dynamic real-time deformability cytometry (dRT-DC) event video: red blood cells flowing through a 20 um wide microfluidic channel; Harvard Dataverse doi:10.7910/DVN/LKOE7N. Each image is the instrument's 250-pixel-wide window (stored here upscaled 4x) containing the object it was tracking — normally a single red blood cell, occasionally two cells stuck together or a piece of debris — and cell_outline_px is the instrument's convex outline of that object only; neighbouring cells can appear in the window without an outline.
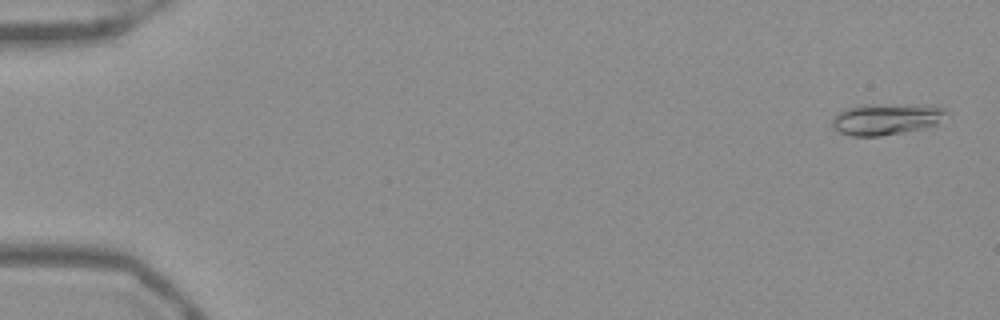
{"species": "Egyptian fruit bat (a non-hibernating species)", "species_latin": "Rousettus aegyptiacus", "temperature_condition": "warm", "stored_images_in_passage": 53, "camera_frame_rate_fps": 3000, "um_per_image_px": 0.085, "frame": {"image": 1, "passage_image": 2, "time_ms": 0.333, "image_size_px": [1000, 320], "cell_outline_px": [[948, 112], [936, 124], [924, 128], [904, 132], [880, 136], [852, 136], [840, 132], [832, 124], [832, 116], [844, 108], [860, 104], [940, 104]], "centroid_in_image_um": [75.35, 10.08], "position_along_channel_um": 9.6, "area_um2": 21.39}}
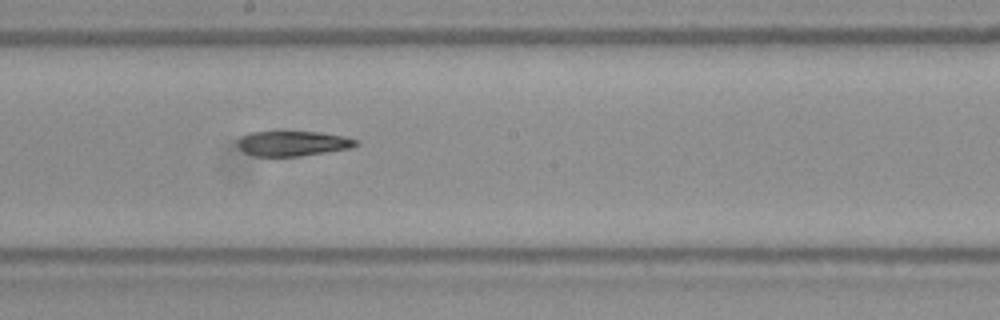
{"frame": {"image": 2, "passage_image": 30, "time_ms": 9.667, "image_size_px": [1000, 320], "cell_outline_px": [[356, 144], [352, 148], [300, 156], [256, 156], [244, 152], [240, 148], [240, 140], [244, 136], [252, 132], [320, 132], [344, 136], [356, 140]], "centroid_in_image_um": [24.94, 12.2], "position_along_channel_um": 223.3, "area_um2": 16.82}}
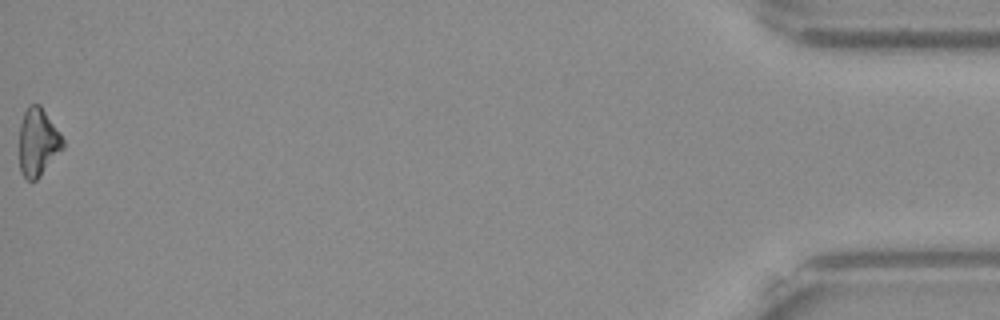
{"frame": {"image": 3, "passage_image": 53, "time_ms": 17.333, "image_size_px": [1000, 320], "cell_outline_px": [[64, 148], [40, 176], [36, 180], [28, 180], [20, 172], [20, 124], [24, 112], [28, 104], [40, 104], [60, 132], [64, 140]], "centroid_in_image_um": [3.24, 12.07], "position_along_channel_um": 432.0, "area_um2": 17.28}, "authors_computed_cell_mechanics": {"area_um2": 18.5538, "velocity_mm_per_s": 3.94, "shape_relaxation_time_tau1_ms": 4.0773, "shape_relaxation_time_tau2_ms": null, "deformation_change_tau1": 0.1445, "deformation_change_tau2": null}}